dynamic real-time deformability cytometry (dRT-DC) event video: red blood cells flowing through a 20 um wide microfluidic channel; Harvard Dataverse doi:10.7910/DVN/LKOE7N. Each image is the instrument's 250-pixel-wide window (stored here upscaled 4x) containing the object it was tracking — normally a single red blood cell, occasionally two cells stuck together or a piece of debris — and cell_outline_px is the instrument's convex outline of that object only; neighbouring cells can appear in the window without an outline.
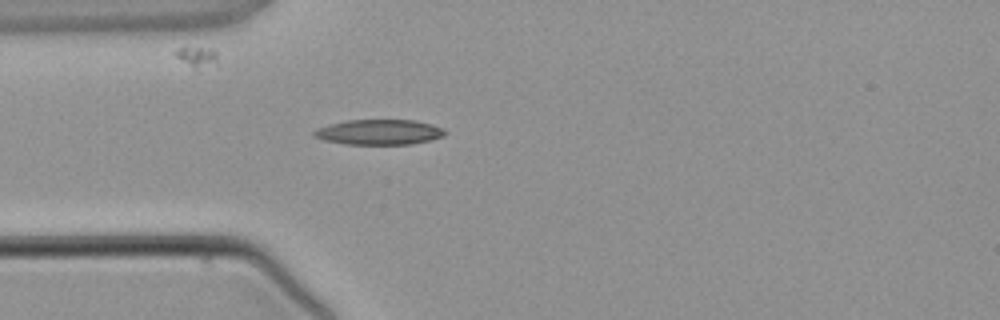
{"species": "common noctule bat (a hibernating species)", "species_latin": "Nyctalus noctula", "temperature_condition": "warm", "stored_images_in_passage": 3, "camera_frame_rate_fps": 3000, "um_per_image_px": 0.085, "animal": {"sex": "male", "body_mass_g": 21.5, "forearm_length_mm": 52.0}, "frame": {"image": 1, "passage_image": 3, "time_ms": 2.333, "image_size_px": [1000, 320], "cell_outline_px": [[444, 136], [412, 144], [344, 144], [324, 140], [312, 136], [312, 132], [316, 128], [328, 124], [348, 120], [416, 120], [432, 124], [440, 128], [444, 132]], "centroid_in_image_um": [32.15, 11.22], "position_along_channel_um": 52.8, "area_um2": 19.19}}